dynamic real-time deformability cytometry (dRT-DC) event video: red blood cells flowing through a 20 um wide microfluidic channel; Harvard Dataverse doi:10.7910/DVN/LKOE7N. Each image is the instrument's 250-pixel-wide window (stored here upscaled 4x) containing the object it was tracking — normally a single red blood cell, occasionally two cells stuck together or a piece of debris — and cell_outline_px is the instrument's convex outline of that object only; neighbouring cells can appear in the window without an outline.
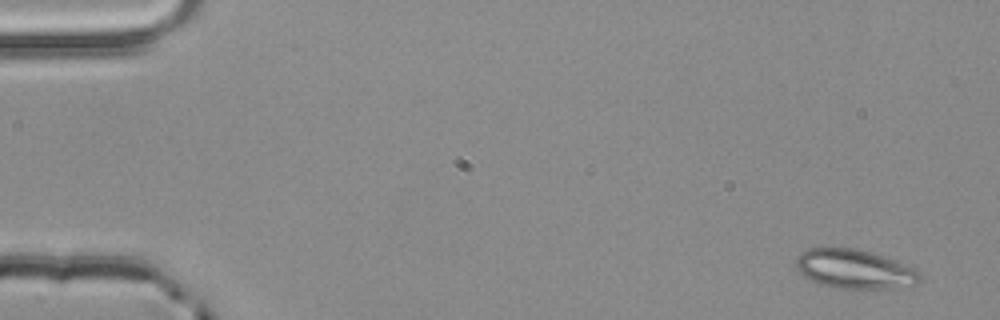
{"species": "common noctule bat (a hibernating species)", "species_latin": "Nyctalus noctula", "temperature_condition": "room temperature", "stored_images_in_passage": 5, "camera_frame_rate_fps": 3000, "um_per_image_px": 0.085, "animal": {"sex": "male", "body_mass_g": 20.4}, "frame": {"image": 1, "passage_image": 1, "time_ms": 0.0, "image_size_px": [1000, 320], "cell_outline_px": [[920, 280], [916, 284], [892, 288], [832, 288], [820, 284], [804, 276], [800, 272], [796, 264], [796, 256], [800, 252], [808, 248], [852, 248], [872, 252], [916, 268], [920, 276]], "centroid_in_image_um": [72.62, 22.86], "position_along_channel_um": 12.4, "area_um2": 28.15}}
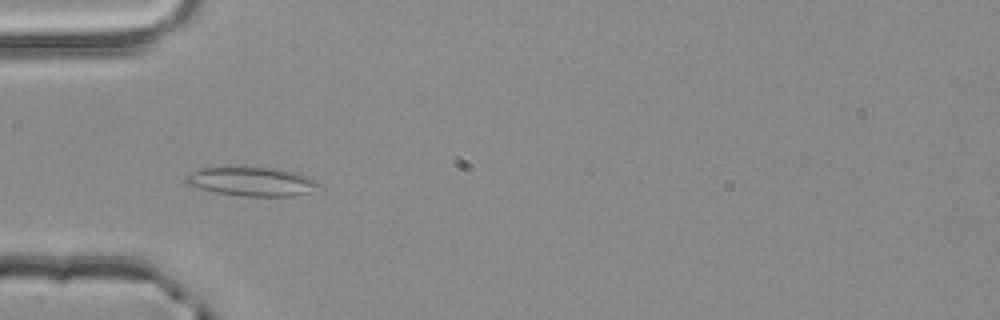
{"frame": {"image": 2, "passage_image": 4, "time_ms": 1.0, "image_size_px": [1000, 320], "cell_outline_px": [[320, 184], [308, 192], [292, 196], [244, 196], [216, 192], [184, 184], [184, 176], [188, 172], [200, 168], [280, 168], [296, 172], [308, 176], [316, 180]], "centroid_in_image_um": [21.35, 15.42], "position_along_channel_um": 63.7, "area_um2": 22.25}}
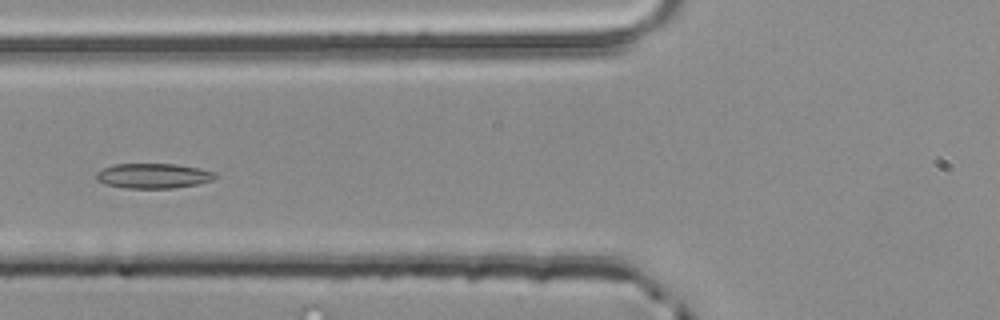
{"frame": {"image": 3, "passage_image": 5, "time_ms": 1.333, "image_size_px": [1000, 320], "cell_outline_px": [[220, 176], [212, 180], [196, 184], [172, 188], [128, 188], [104, 184], [96, 180], [96, 172], [112, 164], [176, 164], [200, 168], [216, 172]], "centroid_in_image_um": [13.05, 14.94], "position_along_channel_um": 112.8, "area_um2": 17.4}}